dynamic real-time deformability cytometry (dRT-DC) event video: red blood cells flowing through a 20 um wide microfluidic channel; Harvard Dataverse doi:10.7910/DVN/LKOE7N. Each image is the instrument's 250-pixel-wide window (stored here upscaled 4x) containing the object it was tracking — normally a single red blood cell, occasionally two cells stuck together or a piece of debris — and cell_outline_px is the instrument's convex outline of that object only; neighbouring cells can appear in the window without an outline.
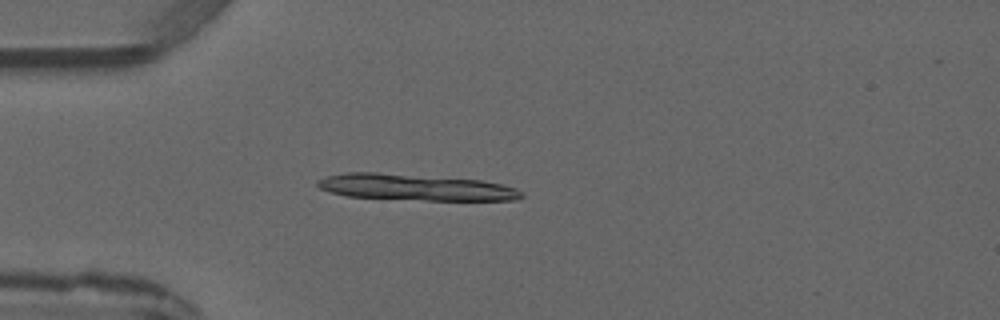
{"species": "common noctule bat (a hibernating species)", "species_latin": "Nyctalus noctula", "temperature_condition": "warm", "stored_images_in_passage": 3, "camera_frame_rate_fps": 3000, "um_per_image_px": 0.085, "animal": {"sex": "male", "forearm_length_mm": 52.5}, "frame": {"image": 1, "passage_image": 3, "time_ms": 2.333, "image_size_px": [1000, 320], "cell_outline_px": [[524, 196], [516, 200], [428, 200], [348, 196], [332, 192], [320, 188], [316, 184], [316, 180], [328, 176], [344, 172], [376, 172], [480, 180], [500, 184], [516, 188], [524, 192]], "centroid_in_image_um": [35.33, 15.91], "position_along_channel_um": 49.7, "area_um2": 30.98}}